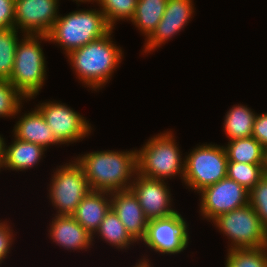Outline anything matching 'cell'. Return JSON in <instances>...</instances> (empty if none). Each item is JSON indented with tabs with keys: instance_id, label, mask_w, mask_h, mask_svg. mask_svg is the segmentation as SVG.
Returning a JSON list of instances; mask_svg holds the SVG:
<instances>
[{
	"instance_id": "obj_25",
	"label": "cell",
	"mask_w": 267,
	"mask_h": 267,
	"mask_svg": "<svg viewBox=\"0 0 267 267\" xmlns=\"http://www.w3.org/2000/svg\"><path fill=\"white\" fill-rule=\"evenodd\" d=\"M264 164L227 162V177L250 191L264 176Z\"/></svg>"
},
{
	"instance_id": "obj_31",
	"label": "cell",
	"mask_w": 267,
	"mask_h": 267,
	"mask_svg": "<svg viewBox=\"0 0 267 267\" xmlns=\"http://www.w3.org/2000/svg\"><path fill=\"white\" fill-rule=\"evenodd\" d=\"M15 0H0V30L14 27Z\"/></svg>"
},
{
	"instance_id": "obj_35",
	"label": "cell",
	"mask_w": 267,
	"mask_h": 267,
	"mask_svg": "<svg viewBox=\"0 0 267 267\" xmlns=\"http://www.w3.org/2000/svg\"><path fill=\"white\" fill-rule=\"evenodd\" d=\"M264 170H265V173L267 174V148L265 149V164H264Z\"/></svg>"
},
{
	"instance_id": "obj_12",
	"label": "cell",
	"mask_w": 267,
	"mask_h": 267,
	"mask_svg": "<svg viewBox=\"0 0 267 267\" xmlns=\"http://www.w3.org/2000/svg\"><path fill=\"white\" fill-rule=\"evenodd\" d=\"M59 0H15L14 28L24 34L48 35L58 18Z\"/></svg>"
},
{
	"instance_id": "obj_28",
	"label": "cell",
	"mask_w": 267,
	"mask_h": 267,
	"mask_svg": "<svg viewBox=\"0 0 267 267\" xmlns=\"http://www.w3.org/2000/svg\"><path fill=\"white\" fill-rule=\"evenodd\" d=\"M24 99L26 98L9 80L0 79V118L17 116L23 107L21 104Z\"/></svg>"
},
{
	"instance_id": "obj_9",
	"label": "cell",
	"mask_w": 267,
	"mask_h": 267,
	"mask_svg": "<svg viewBox=\"0 0 267 267\" xmlns=\"http://www.w3.org/2000/svg\"><path fill=\"white\" fill-rule=\"evenodd\" d=\"M187 227L178 211L164 218L148 220L146 237L142 241L149 249L161 254H178L189 244Z\"/></svg>"
},
{
	"instance_id": "obj_29",
	"label": "cell",
	"mask_w": 267,
	"mask_h": 267,
	"mask_svg": "<svg viewBox=\"0 0 267 267\" xmlns=\"http://www.w3.org/2000/svg\"><path fill=\"white\" fill-rule=\"evenodd\" d=\"M249 204L267 229V174L249 191Z\"/></svg>"
},
{
	"instance_id": "obj_4",
	"label": "cell",
	"mask_w": 267,
	"mask_h": 267,
	"mask_svg": "<svg viewBox=\"0 0 267 267\" xmlns=\"http://www.w3.org/2000/svg\"><path fill=\"white\" fill-rule=\"evenodd\" d=\"M22 37L18 41L9 82L30 101L45 83L47 67L41 43L43 40L49 42V38L48 35L31 34Z\"/></svg>"
},
{
	"instance_id": "obj_20",
	"label": "cell",
	"mask_w": 267,
	"mask_h": 267,
	"mask_svg": "<svg viewBox=\"0 0 267 267\" xmlns=\"http://www.w3.org/2000/svg\"><path fill=\"white\" fill-rule=\"evenodd\" d=\"M224 118V131L229 141L245 137H252V130L256 113L245 105H233Z\"/></svg>"
},
{
	"instance_id": "obj_15",
	"label": "cell",
	"mask_w": 267,
	"mask_h": 267,
	"mask_svg": "<svg viewBox=\"0 0 267 267\" xmlns=\"http://www.w3.org/2000/svg\"><path fill=\"white\" fill-rule=\"evenodd\" d=\"M111 208L129 234L139 243L146 237L148 219L134 193L130 190L111 192Z\"/></svg>"
},
{
	"instance_id": "obj_27",
	"label": "cell",
	"mask_w": 267,
	"mask_h": 267,
	"mask_svg": "<svg viewBox=\"0 0 267 267\" xmlns=\"http://www.w3.org/2000/svg\"><path fill=\"white\" fill-rule=\"evenodd\" d=\"M138 0H96L108 25L114 29L116 21L132 20Z\"/></svg>"
},
{
	"instance_id": "obj_13",
	"label": "cell",
	"mask_w": 267,
	"mask_h": 267,
	"mask_svg": "<svg viewBox=\"0 0 267 267\" xmlns=\"http://www.w3.org/2000/svg\"><path fill=\"white\" fill-rule=\"evenodd\" d=\"M167 184L164 180L144 177L138 173L134 176L130 190L148 220L164 218L177 212L171 208L173 199Z\"/></svg>"
},
{
	"instance_id": "obj_5",
	"label": "cell",
	"mask_w": 267,
	"mask_h": 267,
	"mask_svg": "<svg viewBox=\"0 0 267 267\" xmlns=\"http://www.w3.org/2000/svg\"><path fill=\"white\" fill-rule=\"evenodd\" d=\"M176 143L171 130L151 137L137 150V173L164 181L180 175L183 181L185 159Z\"/></svg>"
},
{
	"instance_id": "obj_6",
	"label": "cell",
	"mask_w": 267,
	"mask_h": 267,
	"mask_svg": "<svg viewBox=\"0 0 267 267\" xmlns=\"http://www.w3.org/2000/svg\"><path fill=\"white\" fill-rule=\"evenodd\" d=\"M184 159L183 182L197 193L227 177L228 159L223 146L199 145Z\"/></svg>"
},
{
	"instance_id": "obj_10",
	"label": "cell",
	"mask_w": 267,
	"mask_h": 267,
	"mask_svg": "<svg viewBox=\"0 0 267 267\" xmlns=\"http://www.w3.org/2000/svg\"><path fill=\"white\" fill-rule=\"evenodd\" d=\"M36 108L61 144L79 142L91 133L89 121L64 103L47 101L39 103Z\"/></svg>"
},
{
	"instance_id": "obj_14",
	"label": "cell",
	"mask_w": 267,
	"mask_h": 267,
	"mask_svg": "<svg viewBox=\"0 0 267 267\" xmlns=\"http://www.w3.org/2000/svg\"><path fill=\"white\" fill-rule=\"evenodd\" d=\"M193 5L192 0H168L161 21L153 33L145 39L143 53L156 50L183 30L195 12Z\"/></svg>"
},
{
	"instance_id": "obj_2",
	"label": "cell",
	"mask_w": 267,
	"mask_h": 267,
	"mask_svg": "<svg viewBox=\"0 0 267 267\" xmlns=\"http://www.w3.org/2000/svg\"><path fill=\"white\" fill-rule=\"evenodd\" d=\"M112 33L113 29L67 55L77 78L92 91L102 89L122 61V49L113 43Z\"/></svg>"
},
{
	"instance_id": "obj_23",
	"label": "cell",
	"mask_w": 267,
	"mask_h": 267,
	"mask_svg": "<svg viewBox=\"0 0 267 267\" xmlns=\"http://www.w3.org/2000/svg\"><path fill=\"white\" fill-rule=\"evenodd\" d=\"M100 239L105 240L109 245L119 249H127L131 244L137 242L126 230L112 208L106 213L99 228L95 232Z\"/></svg>"
},
{
	"instance_id": "obj_18",
	"label": "cell",
	"mask_w": 267,
	"mask_h": 267,
	"mask_svg": "<svg viewBox=\"0 0 267 267\" xmlns=\"http://www.w3.org/2000/svg\"><path fill=\"white\" fill-rule=\"evenodd\" d=\"M12 132L15 138L38 144L46 150L51 145H61L36 107L19 117V121L16 122Z\"/></svg>"
},
{
	"instance_id": "obj_24",
	"label": "cell",
	"mask_w": 267,
	"mask_h": 267,
	"mask_svg": "<svg viewBox=\"0 0 267 267\" xmlns=\"http://www.w3.org/2000/svg\"><path fill=\"white\" fill-rule=\"evenodd\" d=\"M17 28L0 30V79L9 80L12 74L16 48L18 45Z\"/></svg>"
},
{
	"instance_id": "obj_34",
	"label": "cell",
	"mask_w": 267,
	"mask_h": 267,
	"mask_svg": "<svg viewBox=\"0 0 267 267\" xmlns=\"http://www.w3.org/2000/svg\"><path fill=\"white\" fill-rule=\"evenodd\" d=\"M138 261L139 262L136 263V265L133 266V267H152L151 266V262H149L148 258L146 259V257H144V258L142 257V259L141 260H138Z\"/></svg>"
},
{
	"instance_id": "obj_7",
	"label": "cell",
	"mask_w": 267,
	"mask_h": 267,
	"mask_svg": "<svg viewBox=\"0 0 267 267\" xmlns=\"http://www.w3.org/2000/svg\"><path fill=\"white\" fill-rule=\"evenodd\" d=\"M212 222L230 240L228 250L267 246V229L249 203L217 216Z\"/></svg>"
},
{
	"instance_id": "obj_26",
	"label": "cell",
	"mask_w": 267,
	"mask_h": 267,
	"mask_svg": "<svg viewBox=\"0 0 267 267\" xmlns=\"http://www.w3.org/2000/svg\"><path fill=\"white\" fill-rule=\"evenodd\" d=\"M225 267H267V246L228 250Z\"/></svg>"
},
{
	"instance_id": "obj_19",
	"label": "cell",
	"mask_w": 267,
	"mask_h": 267,
	"mask_svg": "<svg viewBox=\"0 0 267 267\" xmlns=\"http://www.w3.org/2000/svg\"><path fill=\"white\" fill-rule=\"evenodd\" d=\"M4 144V159L1 168L25 171L39 164L46 149L38 144L25 142L14 137L8 146ZM8 146V147H7Z\"/></svg>"
},
{
	"instance_id": "obj_3",
	"label": "cell",
	"mask_w": 267,
	"mask_h": 267,
	"mask_svg": "<svg viewBox=\"0 0 267 267\" xmlns=\"http://www.w3.org/2000/svg\"><path fill=\"white\" fill-rule=\"evenodd\" d=\"M111 30L101 10L82 9L65 16L59 14L48 38L49 42L61 46L68 55L71 51L104 37Z\"/></svg>"
},
{
	"instance_id": "obj_32",
	"label": "cell",
	"mask_w": 267,
	"mask_h": 267,
	"mask_svg": "<svg viewBox=\"0 0 267 267\" xmlns=\"http://www.w3.org/2000/svg\"><path fill=\"white\" fill-rule=\"evenodd\" d=\"M252 137H254L265 149L267 148V113L256 114Z\"/></svg>"
},
{
	"instance_id": "obj_1",
	"label": "cell",
	"mask_w": 267,
	"mask_h": 267,
	"mask_svg": "<svg viewBox=\"0 0 267 267\" xmlns=\"http://www.w3.org/2000/svg\"><path fill=\"white\" fill-rule=\"evenodd\" d=\"M75 160L82 167L91 190L111 193L130 189L137 173V150L93 151Z\"/></svg>"
},
{
	"instance_id": "obj_21",
	"label": "cell",
	"mask_w": 267,
	"mask_h": 267,
	"mask_svg": "<svg viewBox=\"0 0 267 267\" xmlns=\"http://www.w3.org/2000/svg\"><path fill=\"white\" fill-rule=\"evenodd\" d=\"M224 148L228 162L265 164V148L254 137L231 140Z\"/></svg>"
},
{
	"instance_id": "obj_36",
	"label": "cell",
	"mask_w": 267,
	"mask_h": 267,
	"mask_svg": "<svg viewBox=\"0 0 267 267\" xmlns=\"http://www.w3.org/2000/svg\"><path fill=\"white\" fill-rule=\"evenodd\" d=\"M73 1H76V4H78V3H80V2H83V3H84V2H85V3H86V2H89V3H90V2H94V1L96 2V0H73ZM77 2H78V3H77Z\"/></svg>"
},
{
	"instance_id": "obj_17",
	"label": "cell",
	"mask_w": 267,
	"mask_h": 267,
	"mask_svg": "<svg viewBox=\"0 0 267 267\" xmlns=\"http://www.w3.org/2000/svg\"><path fill=\"white\" fill-rule=\"evenodd\" d=\"M110 208L111 194L109 192L90 190L78 204L72 216L94 239L95 232Z\"/></svg>"
},
{
	"instance_id": "obj_11",
	"label": "cell",
	"mask_w": 267,
	"mask_h": 267,
	"mask_svg": "<svg viewBox=\"0 0 267 267\" xmlns=\"http://www.w3.org/2000/svg\"><path fill=\"white\" fill-rule=\"evenodd\" d=\"M199 194L201 215L209 221L249 203V191L228 177L204 188Z\"/></svg>"
},
{
	"instance_id": "obj_33",
	"label": "cell",
	"mask_w": 267,
	"mask_h": 267,
	"mask_svg": "<svg viewBox=\"0 0 267 267\" xmlns=\"http://www.w3.org/2000/svg\"><path fill=\"white\" fill-rule=\"evenodd\" d=\"M5 138H3L1 135H0V168H1V165H2V162H3V159H4V144H5Z\"/></svg>"
},
{
	"instance_id": "obj_8",
	"label": "cell",
	"mask_w": 267,
	"mask_h": 267,
	"mask_svg": "<svg viewBox=\"0 0 267 267\" xmlns=\"http://www.w3.org/2000/svg\"><path fill=\"white\" fill-rule=\"evenodd\" d=\"M51 177L49 199L56 216L73 215L78 204L91 190L82 167L74 160L59 166Z\"/></svg>"
},
{
	"instance_id": "obj_22",
	"label": "cell",
	"mask_w": 267,
	"mask_h": 267,
	"mask_svg": "<svg viewBox=\"0 0 267 267\" xmlns=\"http://www.w3.org/2000/svg\"><path fill=\"white\" fill-rule=\"evenodd\" d=\"M168 0H138L131 22L147 39L156 29Z\"/></svg>"
},
{
	"instance_id": "obj_30",
	"label": "cell",
	"mask_w": 267,
	"mask_h": 267,
	"mask_svg": "<svg viewBox=\"0 0 267 267\" xmlns=\"http://www.w3.org/2000/svg\"><path fill=\"white\" fill-rule=\"evenodd\" d=\"M7 221H0V260L4 262L13 244V230ZM4 259V260H3Z\"/></svg>"
},
{
	"instance_id": "obj_16",
	"label": "cell",
	"mask_w": 267,
	"mask_h": 267,
	"mask_svg": "<svg viewBox=\"0 0 267 267\" xmlns=\"http://www.w3.org/2000/svg\"><path fill=\"white\" fill-rule=\"evenodd\" d=\"M49 235L58 246L66 250H85L93 246L92 235L72 215L56 216L52 219Z\"/></svg>"
}]
</instances>
